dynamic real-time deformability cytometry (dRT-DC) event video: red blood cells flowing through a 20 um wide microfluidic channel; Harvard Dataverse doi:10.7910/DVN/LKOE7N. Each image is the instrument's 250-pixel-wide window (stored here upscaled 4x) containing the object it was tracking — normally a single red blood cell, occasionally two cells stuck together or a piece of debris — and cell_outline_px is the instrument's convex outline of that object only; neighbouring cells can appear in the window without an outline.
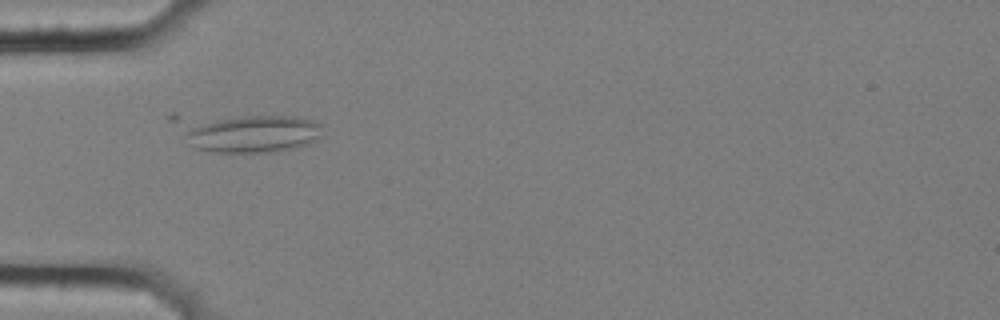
{"species": "common noctule bat (a hibernating species)", "species_latin": "Nyctalus noctula", "temperature_condition": "cold", "stored_images_in_passage": 10, "camera_frame_rate_fps": 3000, "um_per_image_px": 0.085, "animal": {"sex": "female", "body_mass_g": 25.1}, "frame": {"image": 1, "passage_image": 5, "time_ms": 1.333, "image_size_px": [1000, 320], "cell_outline_px": [[324, 136], [316, 140], [304, 144], [272, 152], [216, 152], [196, 148], [188, 132], [192, 128], [216, 120], [244, 116], [296, 116], [312, 120], [324, 124]], "centroid_in_image_um": [21.75, 11.38], "position_along_channel_um": 63.3, "area_um2": 28.84}}
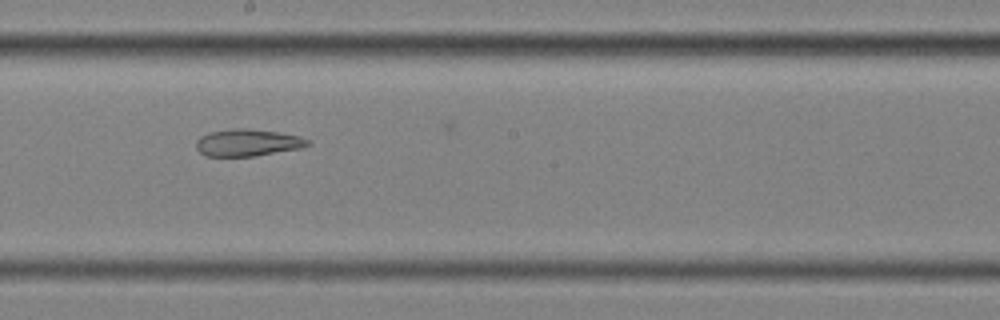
{"frame": {"image": 2, "passage_image": 9, "time_ms": 2.667, "image_size_px": [1000, 320], "cell_outline_px": [[312, 144], [300, 148], [252, 156], [204, 156], [196, 148], [196, 140], [200, 136], [208, 132], [232, 128], [248, 128], [276, 132], [300, 136], [308, 140]], "centroid_in_image_um": [21.0, 12.11], "position_along_channel_um": 227.2, "area_um2": 17.57}}
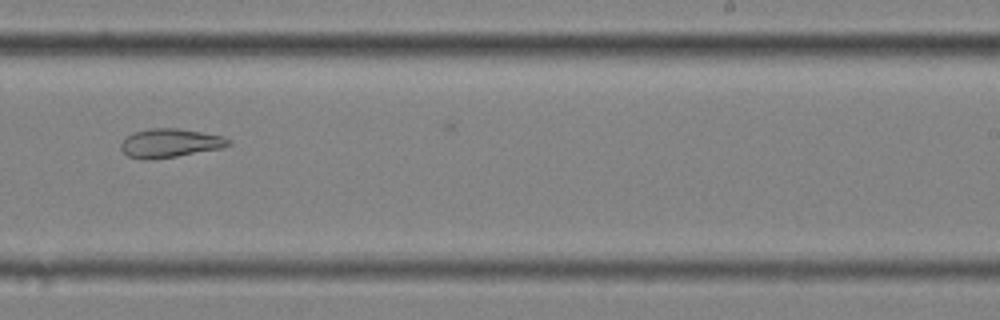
{"frame": {"image": 3, "passage_image": 10, "time_ms": 3.0, "image_size_px": [1000, 320], "cell_outline_px": [[232, 144], [220, 148], [176, 156], [148, 160], [144, 160], [128, 156], [120, 148], [120, 144], [132, 132], [148, 128], [176, 128], [224, 136], [232, 140]], "centroid_in_image_um": [14.44, 12.15], "position_along_channel_um": 274.6, "area_um2": 17.98}}